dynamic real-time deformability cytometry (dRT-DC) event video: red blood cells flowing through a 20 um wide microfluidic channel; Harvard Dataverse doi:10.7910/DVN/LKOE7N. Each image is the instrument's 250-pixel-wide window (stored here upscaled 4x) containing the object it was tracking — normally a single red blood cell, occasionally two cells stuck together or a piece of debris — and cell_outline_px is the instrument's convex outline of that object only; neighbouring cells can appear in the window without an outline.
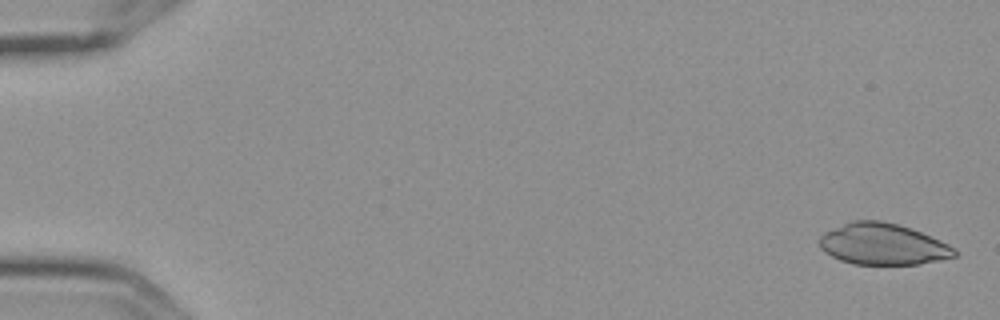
{"species": "Egyptian fruit bat (a non-hibernating species)", "species_latin": "Rousettus aegyptiacus", "temperature_condition": "cold", "stored_images_in_passage": 6, "camera_frame_rate_fps": 3000, "um_per_image_px": 0.085, "frame": {"image": 1, "passage_image": 1, "time_ms": 0.0, "image_size_px": [1000, 320], "cell_outline_px": [[956, 256], [940, 260], [920, 264], [856, 264], [840, 260], [824, 252], [820, 248], [820, 236], [824, 232], [852, 220], [880, 220], [896, 224], [920, 232], [940, 240], [956, 248]], "centroid_in_image_um": [75.03, 20.75], "position_along_channel_um": 10.0, "area_um2": 32.37}}
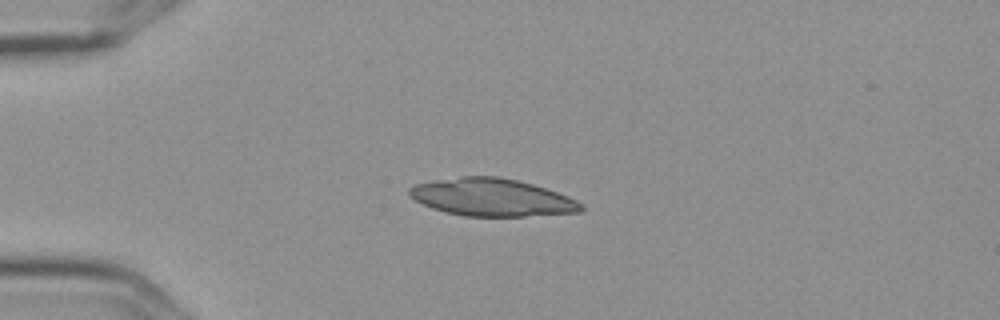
{"frame": {"image": 2, "passage_image": 4, "time_ms": 1.0, "image_size_px": [1000, 320], "cell_outline_px": [[584, 208], [580, 212], [524, 216], [464, 216], [432, 208], [408, 196], [408, 188], [416, 184], [436, 180], [464, 176], [500, 176], [532, 184], [568, 196], [584, 204]], "centroid_in_image_um": [41.81, 16.77], "position_along_channel_um": 43.2, "area_um2": 37.34}}